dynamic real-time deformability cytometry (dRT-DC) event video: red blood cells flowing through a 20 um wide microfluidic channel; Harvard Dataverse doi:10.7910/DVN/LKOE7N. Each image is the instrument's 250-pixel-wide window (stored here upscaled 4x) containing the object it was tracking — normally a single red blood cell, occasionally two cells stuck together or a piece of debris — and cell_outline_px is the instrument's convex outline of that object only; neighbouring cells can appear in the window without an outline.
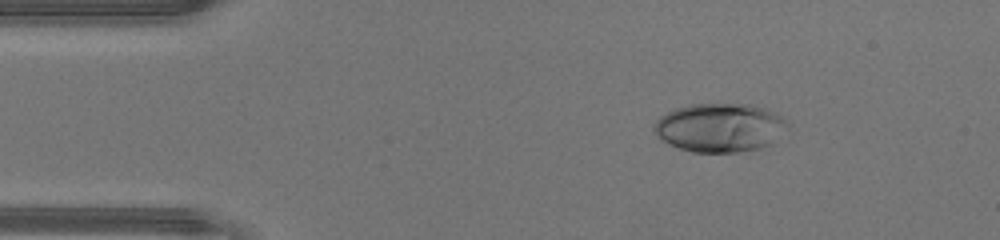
{"species": "human", "species_latin": "Homo sapiens", "temperature_condition": "warm", "stored_images_in_passage": 40, "camera_frame_rate_fps": 3000, "um_per_image_px": 0.085, "donor": {"sex": "male"}, "frame": {"image": 1, "passage_image": 3, "time_ms": 0.667, "image_size_px": [1000, 240], "cell_outline_px": [[788, 124], [772, 144], [760, 148], [736, 152], [692, 152], [668, 144], [660, 140], [656, 136], [652, 128], [656, 120], [660, 116], [676, 108], [688, 104], [748, 104], [768, 108], [776, 112]], "centroid_in_image_um": [61.15, 10.84], "position_along_channel_um": 23.9, "area_um2": 38.03}}
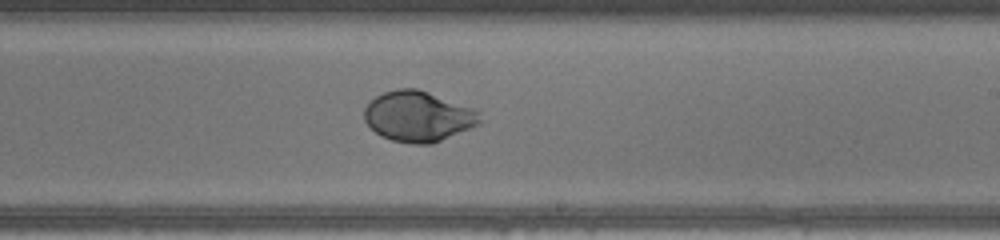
{"frame": {"image": 2, "passage_image": 22, "time_ms": 7.0, "image_size_px": [1000, 240], "cell_outline_px": [[484, 120], [480, 124], [432, 144], [412, 144], [392, 140], [380, 136], [364, 120], [364, 108], [376, 96], [384, 92], [396, 88], [416, 88], [472, 108], [480, 112]], "centroid_in_image_um": [35.56, 9.9], "position_along_channel_um": 253.4, "area_um2": 33.93}}
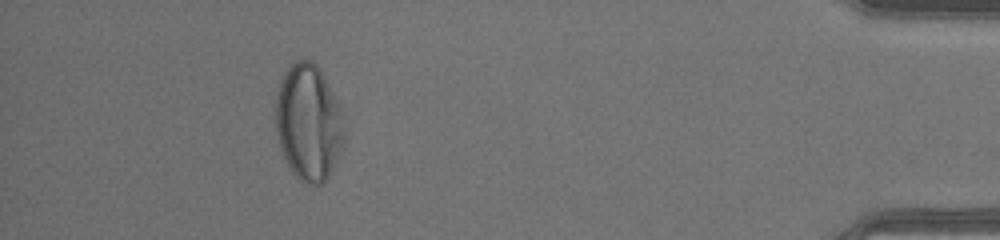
{"frame": {"image": 3, "passage_image": 36, "time_ms": 11.667, "image_size_px": [1000, 240], "cell_outline_px": [[344, 148], [328, 180], [324, 184], [316, 188], [304, 184], [292, 172], [280, 148], [276, 132], [276, 92], [280, 80], [288, 64], [296, 60], [312, 60], [320, 68], [344, 116]], "centroid_in_image_um": [26.24, 10.46], "position_along_channel_um": 409.0, "area_um2": 47.63}}